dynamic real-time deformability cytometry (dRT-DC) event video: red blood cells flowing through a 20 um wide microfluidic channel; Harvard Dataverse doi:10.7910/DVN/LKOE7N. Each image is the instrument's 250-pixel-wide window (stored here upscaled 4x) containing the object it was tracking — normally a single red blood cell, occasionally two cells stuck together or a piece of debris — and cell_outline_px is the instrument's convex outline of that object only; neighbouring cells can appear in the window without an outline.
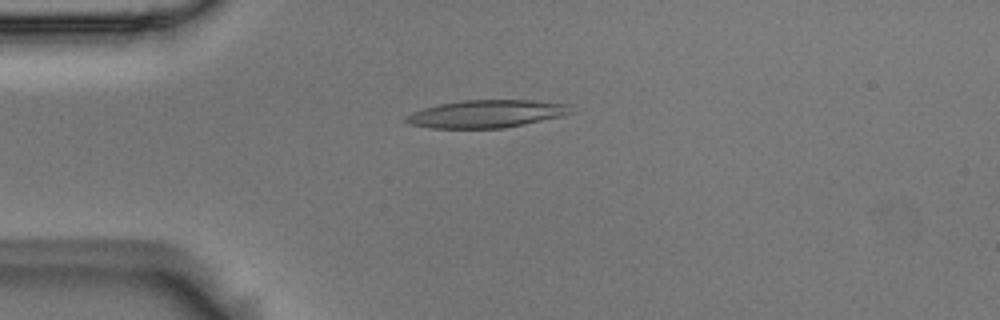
{"species": "Egyptian fruit bat (a non-hibernating species)", "species_latin": "Rousettus aegyptiacus", "temperature_condition": "room temperature", "stored_images_in_passage": 54, "camera_frame_rate_fps": 3000, "um_per_image_px": 0.085, "animal": {"sex": "male"}, "frame": {"image": 1, "passage_image": 13, "time_ms": 4.0, "image_size_px": [1000, 320], "cell_outline_px": [[572, 112], [564, 116], [504, 128], [432, 128], [408, 124], [404, 120], [404, 116], [412, 112], [424, 108], [440, 104], [464, 100], [532, 100], [568, 104]], "centroid_in_image_um": [41.33, 9.68], "position_along_channel_um": 43.7, "area_um2": 26.59}}
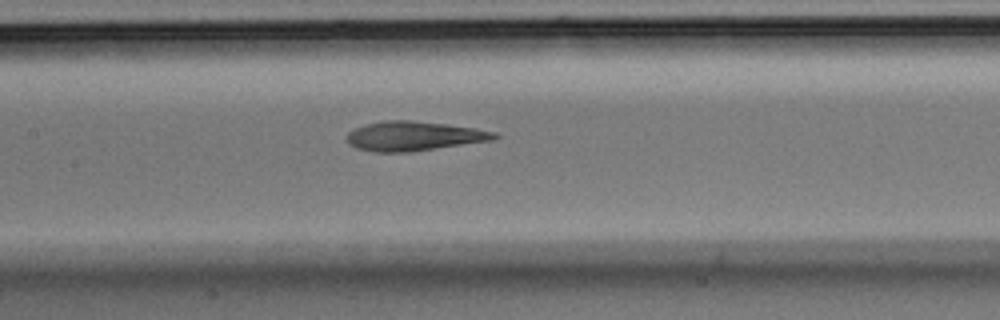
{"frame": {"image": 2, "passage_image": 25, "time_ms": 8.0, "image_size_px": [1000, 320], "cell_outline_px": [[500, 136], [492, 140], [408, 152], [376, 152], [356, 148], [348, 144], [344, 136], [352, 128], [384, 120], [412, 120], [448, 124], [476, 128], [496, 132]], "centroid_in_image_um": [35.13, 11.56], "position_along_channel_um": 172.3, "area_um2": 25.43}}
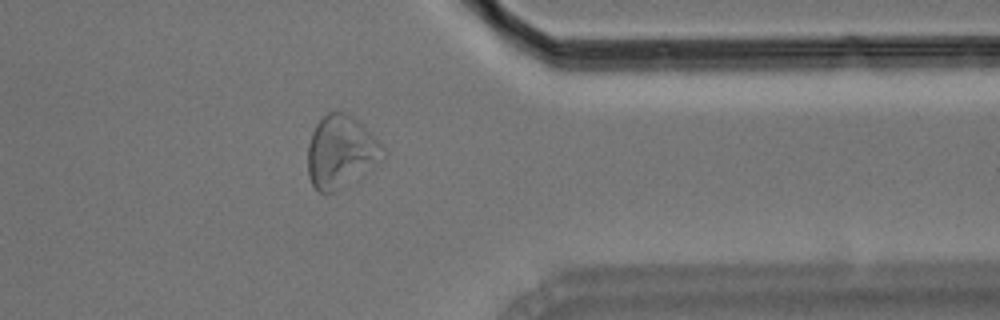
{"frame": {"image": 3, "passage_image": 43, "time_ms": 14.0, "image_size_px": [1000, 320], "cell_outline_px": [[384, 148], [336, 192], [320, 192], [312, 184], [308, 176], [308, 144], [312, 132], [316, 124], [328, 112], [344, 112], [360, 120]], "centroid_in_image_um": [28.82, 12.81], "position_along_channel_um": 382.6, "area_um2": 29.71}, "authors_computed_cell_mechanics": {"area_um2": 27.2816, "velocity_mm_per_s": 3.6868, "shape_relaxation_time_tau1_ms": null, "shape_relaxation_time_tau2_ms": 2.9491, "deformation_change_tau1": null, "deformation_change_tau2": 0.1182}}